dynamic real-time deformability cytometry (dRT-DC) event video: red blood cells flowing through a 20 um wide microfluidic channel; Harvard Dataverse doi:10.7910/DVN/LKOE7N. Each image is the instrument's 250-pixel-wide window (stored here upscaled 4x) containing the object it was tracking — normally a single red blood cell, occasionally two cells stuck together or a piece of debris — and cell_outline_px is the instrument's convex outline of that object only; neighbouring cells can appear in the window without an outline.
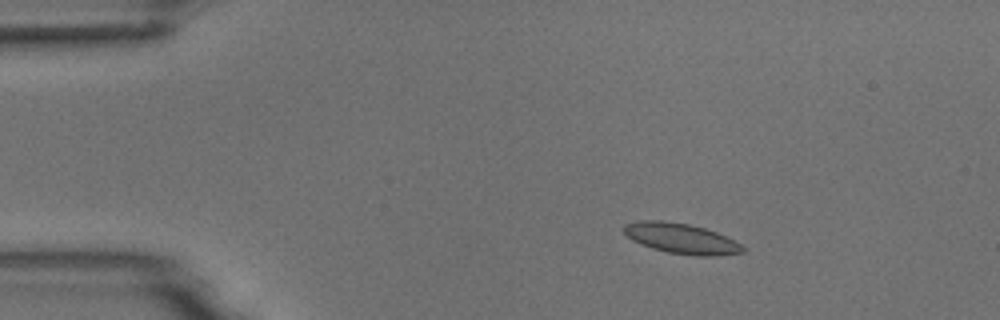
{"species": "common noctule bat (a hibernating species)", "species_latin": "Nyctalus noctula", "temperature_condition": "room temperature", "stored_images_in_passage": 5, "camera_frame_rate_fps": 3000, "um_per_image_px": 0.085, "animal": {"sex": "male", "body_mass_g": 18.8}, "frame": {"image": 1, "passage_image": 3, "time_ms": 2.333, "image_size_px": [1000, 320], "cell_outline_px": [[744, 252], [720, 256], [692, 256], [668, 252], [652, 248], [640, 244], [632, 240], [624, 232], [624, 224], [636, 220], [664, 220], [688, 224], [704, 228], [716, 232], [740, 244], [744, 248]], "centroid_in_image_um": [57.87, 20.27], "position_along_channel_um": 27.1, "area_um2": 21.04}}